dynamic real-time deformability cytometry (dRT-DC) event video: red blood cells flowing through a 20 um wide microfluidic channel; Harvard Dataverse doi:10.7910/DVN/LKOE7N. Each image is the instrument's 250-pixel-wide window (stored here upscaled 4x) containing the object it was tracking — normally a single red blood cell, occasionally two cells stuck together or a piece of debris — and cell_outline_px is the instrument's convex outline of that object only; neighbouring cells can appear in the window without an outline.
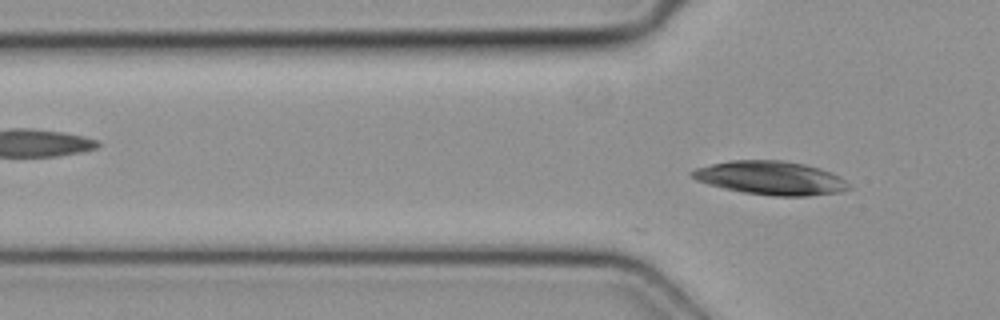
{"species": "common noctule bat (a hibernating species)", "species_latin": "Nyctalus noctula", "temperature_condition": "cold", "stored_images_in_passage": 15, "camera_frame_rate_fps": 3000, "um_per_image_px": 0.085, "animal": {"sex": "female", "body_mass_g": 19.3, "forearm_length_mm": 54.1}, "frame": {"image": 1, "passage_image": 15, "time_ms": 4.667, "image_size_px": [1000, 320], "cell_outline_px": [[852, 188], [840, 192], [808, 196], [772, 196], [740, 192], [708, 184], [696, 180], [688, 172], [696, 168], [728, 160], [784, 160], [804, 164], [820, 168], [840, 176]], "centroid_in_image_um": [65.5, 15.13], "position_along_channel_um": 60.3, "area_um2": 30.87}}